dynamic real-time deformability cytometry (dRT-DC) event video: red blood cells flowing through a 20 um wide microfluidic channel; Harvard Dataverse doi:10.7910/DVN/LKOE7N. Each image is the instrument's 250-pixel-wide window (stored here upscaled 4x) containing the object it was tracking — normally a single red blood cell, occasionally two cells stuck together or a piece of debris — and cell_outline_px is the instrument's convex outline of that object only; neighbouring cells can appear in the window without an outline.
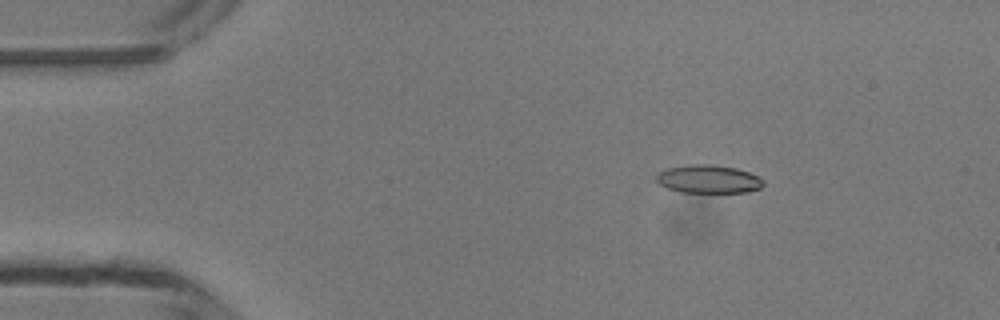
{"species": "common noctule bat (a hibernating species)", "species_latin": "Nyctalus noctula", "temperature_condition": "room temperature", "stored_images_in_passage": 44, "camera_frame_rate_fps": 3000, "um_per_image_px": 0.085, "animal": {"sex": "male", "body_mass_g": 13.3}, "frame": {"image": 1, "passage_image": 3, "time_ms": 0.667, "image_size_px": [1000, 320], "cell_outline_px": [[764, 184], [760, 188], [748, 192], [680, 192], [668, 188], [660, 184], [656, 180], [656, 176], [660, 172], [668, 168], [688, 164], [708, 164], [736, 168], [748, 172], [764, 180]], "centroid_in_image_um": [60.22, 15.22], "position_along_channel_um": 24.8, "area_um2": 17.46}}
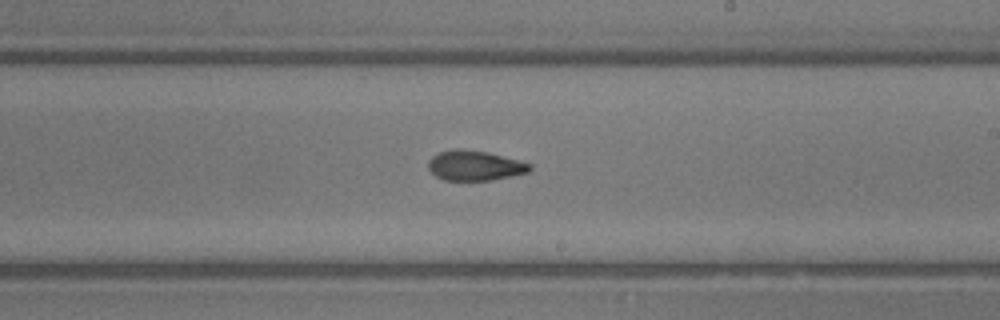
{"frame": {"image": 2, "passage_image": 24, "time_ms": 7.667, "image_size_px": [1000, 320], "cell_outline_px": [[532, 168], [528, 172], [512, 176], [492, 180], [444, 180], [436, 176], [428, 168], [428, 160], [432, 156], [440, 152], [456, 148], [460, 148], [488, 152], [532, 164]], "centroid_in_image_um": [40.35, 14.07], "position_along_channel_um": 248.6, "area_um2": 17.74}}
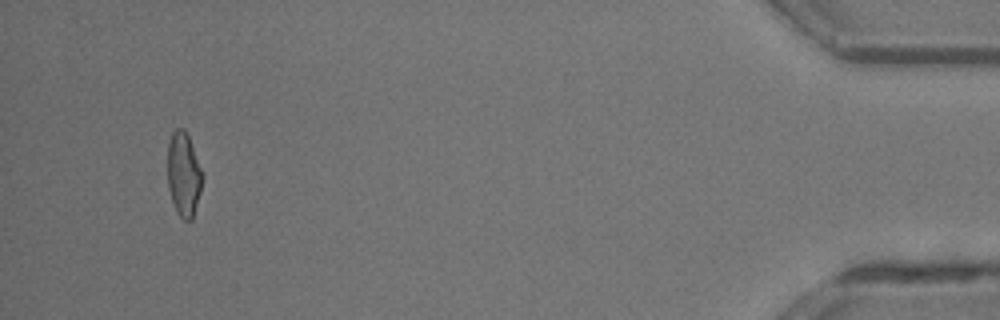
{"frame": {"image": 3, "passage_image": 42, "time_ms": 13.667, "image_size_px": [1000, 320], "cell_outline_px": [[204, 176], [200, 192], [192, 220], [184, 220], [176, 212], [168, 188], [168, 144], [172, 132], [176, 128], [184, 128], [188, 136]], "centroid_in_image_um": [15.61, 14.82], "position_along_channel_um": 419.6, "area_um2": 16.99}, "authors_computed_cell_mechanics": {"area_um2": 17.7446, "velocity_mm_per_s": 4.1872, "shape_relaxation_time_tau1_ms": 8.8974, "shape_relaxation_time_tau2_ms": 2.0425, "deformation_change_tau1": 0.2476, "deformation_change_tau2": 0.0943}}